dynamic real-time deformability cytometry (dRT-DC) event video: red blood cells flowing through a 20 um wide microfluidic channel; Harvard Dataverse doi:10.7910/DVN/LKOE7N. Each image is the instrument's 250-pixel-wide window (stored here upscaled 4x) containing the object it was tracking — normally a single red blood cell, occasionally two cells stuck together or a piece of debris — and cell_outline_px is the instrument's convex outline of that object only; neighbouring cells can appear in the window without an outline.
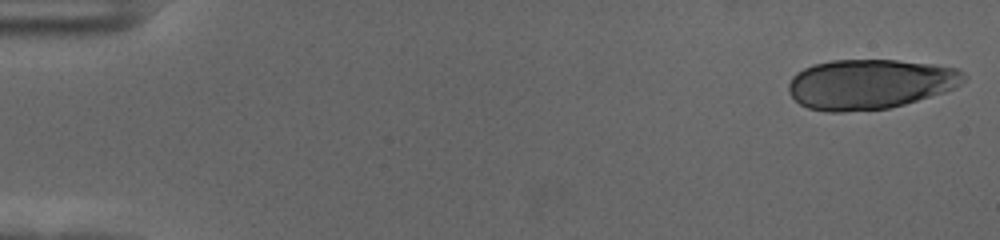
{"species": "human", "species_latin": "Homo sapiens", "temperature_condition": "cold", "stored_images_in_passage": 20, "camera_frame_rate_fps": 3000, "um_per_image_px": 0.085, "donor": {"sex": "female"}, "frame": {"image": 1, "passage_image": 1, "time_ms": 0.0, "image_size_px": [1000, 240], "cell_outline_px": [[968, 76], [960, 84], [944, 92], [904, 104], [888, 108], [844, 112], [828, 112], [808, 108], [800, 104], [788, 92], [788, 84], [792, 76], [796, 72], [812, 64], [832, 60], [896, 60], [936, 64], [960, 68]], "centroid_in_image_um": [73.94, 7.14], "position_along_channel_um": 11.1, "area_um2": 51.27}}
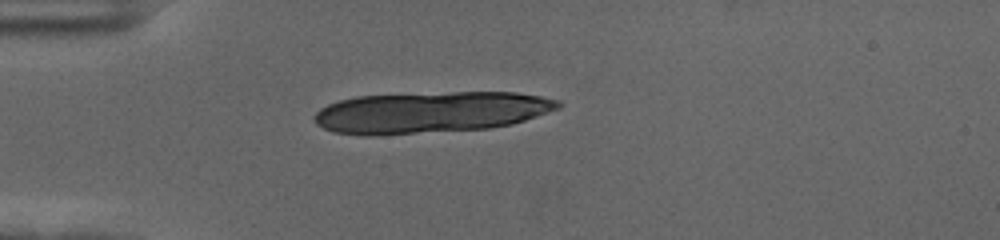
{"frame": {"image": 2, "passage_image": 15, "time_ms": 4.667, "image_size_px": [1000, 240], "cell_outline_px": [[564, 104], [560, 108], [512, 124], [488, 128], [368, 136], [364, 136], [332, 132], [316, 124], [312, 116], [320, 108], [328, 104], [340, 100], [356, 96], [452, 92], [516, 92], [540, 96], [560, 100]], "centroid_in_image_um": [36.57, 9.54], "position_along_channel_um": 48.4, "area_um2": 58.84}}